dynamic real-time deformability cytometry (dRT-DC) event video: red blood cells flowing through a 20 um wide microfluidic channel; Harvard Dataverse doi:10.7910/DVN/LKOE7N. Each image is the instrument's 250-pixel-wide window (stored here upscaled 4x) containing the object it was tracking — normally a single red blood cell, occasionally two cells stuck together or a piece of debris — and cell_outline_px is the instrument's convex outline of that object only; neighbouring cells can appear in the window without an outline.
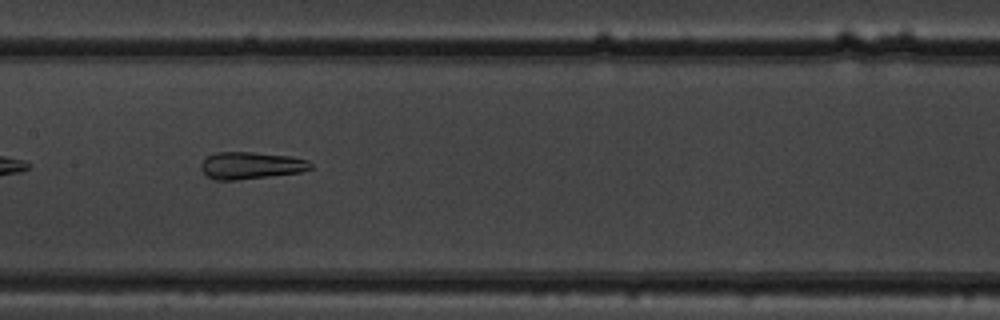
{"species": "common noctule bat (a hibernating species)", "species_latin": "Nyctalus noctula", "temperature_condition": "warm", "stored_images_in_passage": 37, "camera_frame_rate_fps": 3000, "um_per_image_px": 0.085, "animal": {"sex": "male", "body_mass_g": 19.5, "forearm_length_mm": 54.6}, "frame": {"image": 1, "passage_image": 11, "time_ms": 3.333, "image_size_px": [1000, 320], "cell_outline_px": [[312, 168], [300, 172], [236, 180], [216, 180], [208, 176], [200, 168], [200, 164], [208, 156], [216, 152], [252, 152], [292, 156], [308, 160], [312, 164]], "centroid_in_image_um": [21.33, 14.05], "position_along_channel_um": 186.1, "area_um2": 17.22}, "authors_computed_cell_mechanics": {"area_um2": 18.7272, "velocity_mm_per_s": 3.8804, "shape_relaxation_time_tau1_ms": 9.2873, "shape_relaxation_time_tau2_ms": 2.5073, "deformation_change_tau1": 0.2235, "deformation_change_tau2": 0.1026}}